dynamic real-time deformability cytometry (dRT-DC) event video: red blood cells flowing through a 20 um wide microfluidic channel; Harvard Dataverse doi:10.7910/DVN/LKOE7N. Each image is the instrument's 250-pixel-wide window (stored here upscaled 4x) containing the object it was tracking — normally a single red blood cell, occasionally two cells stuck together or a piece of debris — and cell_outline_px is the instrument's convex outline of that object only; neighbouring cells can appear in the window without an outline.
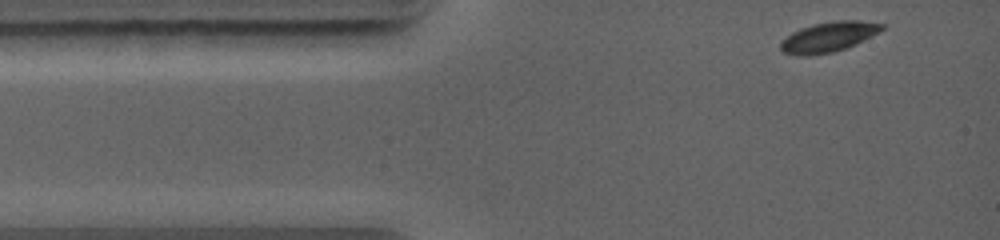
{"species": "common noctule bat (a hibernating species)", "species_latin": "Nyctalus noctula", "temperature_condition": "warm", "stored_images_in_passage": 7, "camera_frame_rate_fps": 5000, "um_per_image_px": 0.085, "animal": {"sex": "female", "body_mass_g": 19.0, "forearm_length_mm": 56.7}, "frame": {"image": 1, "passage_image": 1, "time_ms": 0.0, "image_size_px": [1000, 240], "cell_outline_px": [[884, 28], [856, 44], [832, 52], [808, 56], [800, 56], [784, 52], [780, 48], [780, 40], [792, 32], [800, 28], [812, 24], [832, 20], [860, 20], [884, 24]], "centroid_in_image_um": [70.38, 3.12], "position_along_channel_um": 14.6, "area_um2": 17.74}}
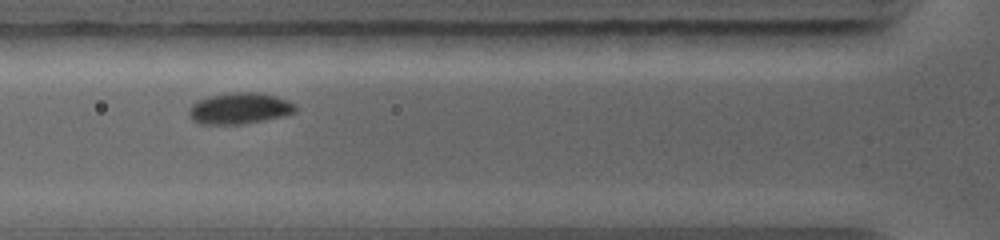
{"frame": {"image": 2, "passage_image": 4, "time_ms": 3.0, "image_size_px": [1000, 240], "cell_outline_px": [[296, 112], [284, 116], [244, 124], [200, 124], [192, 120], [188, 112], [188, 108], [196, 100], [208, 96], [232, 92], [256, 92], [276, 96], [296, 104]], "centroid_in_image_um": [20.34, 9.21], "position_along_channel_um": 105.5, "area_um2": 19.59}}
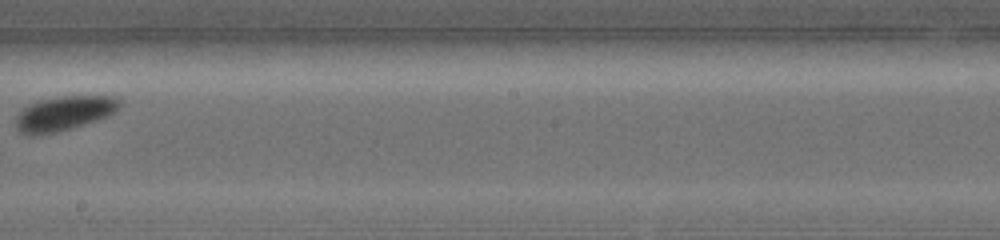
{"frame": {"image": 3, "passage_image": 7, "time_ms": 6.0, "image_size_px": [1000, 240], "cell_outline_px": [[120, 104], [108, 116], [96, 120], [56, 132], [36, 136], [32, 136], [20, 132], [16, 128], [16, 116], [24, 108], [32, 104], [44, 100], [64, 96], [112, 96], [120, 100]], "centroid_in_image_um": [5.41, 9.65], "position_along_channel_um": 242.8, "area_um2": 20.29}}